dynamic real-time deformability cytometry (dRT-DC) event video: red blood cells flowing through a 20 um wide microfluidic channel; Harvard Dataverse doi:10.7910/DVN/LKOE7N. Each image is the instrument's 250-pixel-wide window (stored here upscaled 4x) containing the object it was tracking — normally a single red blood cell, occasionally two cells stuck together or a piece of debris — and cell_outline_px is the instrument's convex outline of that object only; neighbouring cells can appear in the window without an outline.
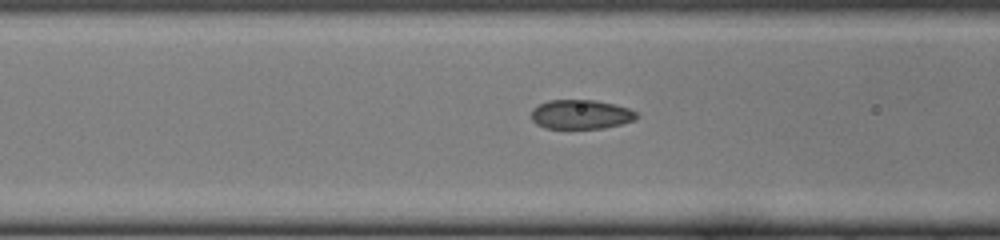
{"species": "common noctule bat (a hibernating species)", "species_latin": "Nyctalus noctula", "temperature_condition": "cold", "stored_images_in_passage": 34, "camera_frame_rate_fps": 3000, "um_per_image_px": 0.085, "animal": {"sex": "female", "body_mass_g": 22.0, "forearm_length_mm": 56.7}, "frame": {"image": 1, "passage_image": 14, "time_ms": 4.333, "image_size_px": [1000, 240], "cell_outline_px": [[640, 116], [636, 120], [604, 128], [544, 128], [536, 124], [532, 120], [532, 108], [548, 100], [596, 100], [616, 104], [628, 108], [636, 112]], "centroid_in_image_um": [49.4, 9.72], "position_along_channel_um": 117.2, "area_um2": 18.09}}
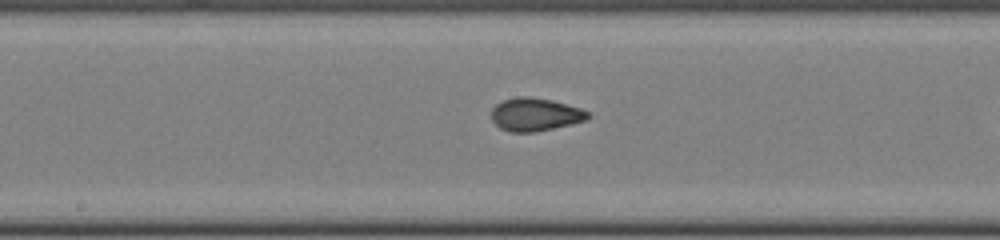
{"frame": {"image": 2, "passage_image": 20, "time_ms": 6.333, "image_size_px": [1000, 240], "cell_outline_px": [[592, 116], [588, 120], [572, 124], [536, 132], [512, 132], [500, 128], [492, 120], [492, 108], [496, 104], [504, 100], [516, 96], [532, 96], [552, 100], [580, 108], [592, 112]], "centroid_in_image_um": [45.54, 9.72], "position_along_channel_um": 202.7, "area_um2": 18.84}}
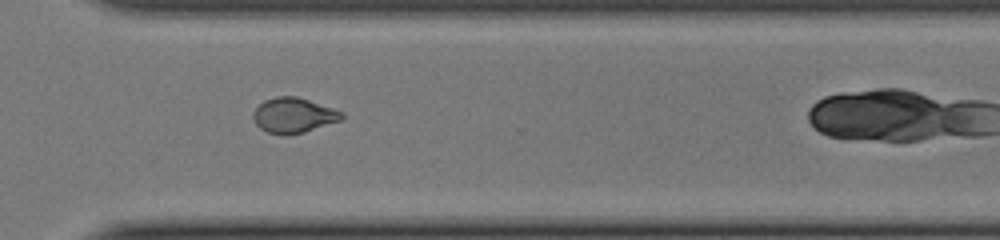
{"frame": {"image": 3, "passage_image": 30, "time_ms": 9.667, "image_size_px": [1000, 240], "cell_outline_px": [[344, 120], [304, 132], [284, 136], [268, 132], [260, 128], [256, 124], [252, 116], [252, 112], [264, 100], [276, 96], [296, 96], [344, 112]], "centroid_in_image_um": [24.96, 9.81], "position_along_channel_um": 345.6, "area_um2": 18.26}}